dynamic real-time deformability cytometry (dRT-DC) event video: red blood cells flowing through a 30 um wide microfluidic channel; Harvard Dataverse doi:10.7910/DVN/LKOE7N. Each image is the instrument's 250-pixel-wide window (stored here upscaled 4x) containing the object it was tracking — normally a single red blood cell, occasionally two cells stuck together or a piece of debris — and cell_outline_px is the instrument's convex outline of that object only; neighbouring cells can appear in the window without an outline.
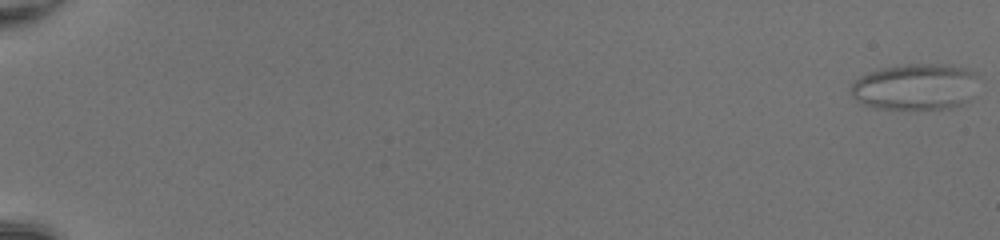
{"species": "common noctule bat (a hibernating species)", "species_latin": "Nyctalus noctula", "temperature_condition": "room temperature", "stored_images_in_passage": 13, "camera_frame_rate_fps": 3000, "um_per_image_px": 0.085, "animal": {"sex": "female", "body_mass_g": 20.0, "forearm_length_mm": 54.0}, "frame": {"image": 1, "passage_image": 1, "time_ms": 0.0, "image_size_px": [1000, 240], "cell_outline_px": [[976, 76], [972, 100], [964, 104], [952, 108], [908, 112], [876, 108], [864, 104], [856, 100], [848, 92], [852, 84], [860, 76], [868, 72], [880, 68], [908, 64], [952, 64], [976, 72]], "centroid_in_image_um": [77.8, 7.43], "position_along_channel_um": 7.2, "area_um2": 35.66}}